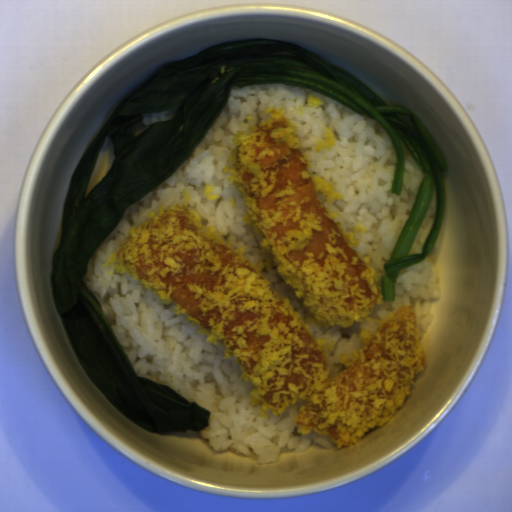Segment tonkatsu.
Listing matches in <instances>:
<instances>
[{
    "mask_svg": "<svg viewBox=\"0 0 512 512\" xmlns=\"http://www.w3.org/2000/svg\"><path fill=\"white\" fill-rule=\"evenodd\" d=\"M116 256L221 340L271 410L304 400L298 425L339 446L389 424L426 368L414 312L403 306L346 371L331 374L321 346L269 282L187 207L129 232Z\"/></svg>",
    "mask_w": 512,
    "mask_h": 512,
    "instance_id": "tonkatsu-1",
    "label": "tonkatsu"
},
{
    "mask_svg": "<svg viewBox=\"0 0 512 512\" xmlns=\"http://www.w3.org/2000/svg\"><path fill=\"white\" fill-rule=\"evenodd\" d=\"M236 167L281 276L323 327L353 325L378 306V287L332 221L286 118L242 139Z\"/></svg>",
    "mask_w": 512,
    "mask_h": 512,
    "instance_id": "tonkatsu-2",
    "label": "tonkatsu"
}]
</instances>
